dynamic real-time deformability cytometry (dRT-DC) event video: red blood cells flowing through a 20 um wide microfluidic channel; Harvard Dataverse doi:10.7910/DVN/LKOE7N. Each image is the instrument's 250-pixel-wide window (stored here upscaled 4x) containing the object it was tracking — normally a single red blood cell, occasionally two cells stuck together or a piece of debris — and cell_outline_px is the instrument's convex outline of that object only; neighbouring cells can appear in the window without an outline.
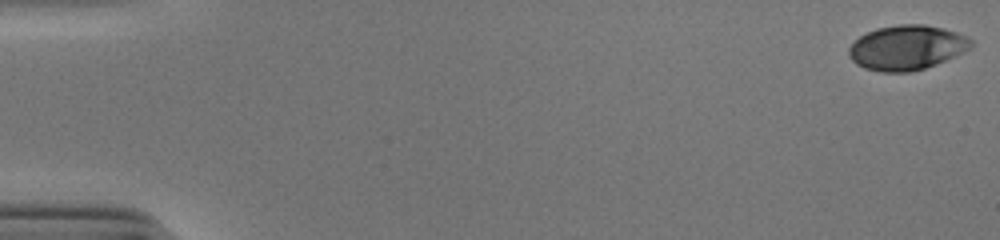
{"species": "human", "species_latin": "Homo sapiens", "temperature_condition": "cold", "stored_images_in_passage": 53, "camera_frame_rate_fps": 3000, "um_per_image_px": 0.085, "donor": {"sex": "male"}, "frame": {"image": 1, "passage_image": 1, "time_ms": 0.0, "image_size_px": [1000, 240], "cell_outline_px": [[972, 48], [964, 52], [936, 64], [912, 72], [880, 72], [864, 68], [856, 64], [848, 56], [848, 48], [860, 36], [876, 28], [900, 24], [924, 24], [944, 28], [968, 36], [972, 40]], "centroid_in_image_um": [77.09, 4.04], "position_along_channel_um": 7.9, "area_um2": 32.02}}
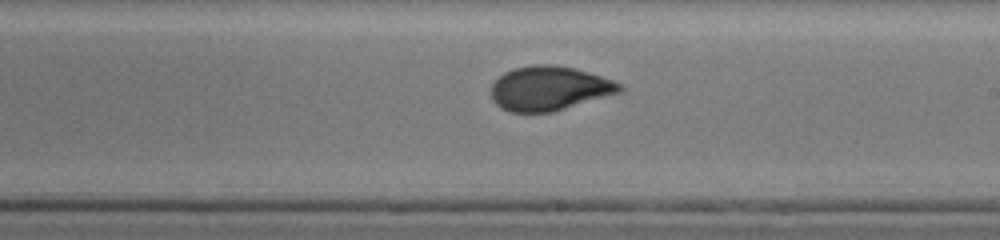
{"frame": {"image": 2, "passage_image": 32, "time_ms": 10.333, "image_size_px": [1000, 240], "cell_outline_px": [[624, 92], [552, 112], [508, 112], [496, 104], [492, 100], [492, 84], [504, 72], [512, 68], [536, 64], [548, 64], [572, 68], [588, 72], [624, 84]], "centroid_in_image_um": [46.72, 7.52], "position_along_channel_um": 242.3, "area_um2": 33.35}}
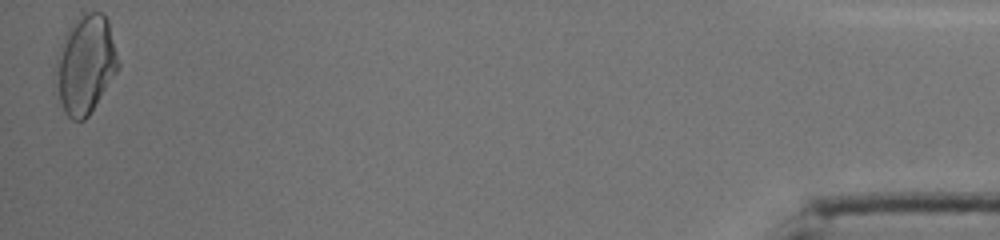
{"frame": {"image": 3, "passage_image": 53, "time_ms": 17.333, "image_size_px": [1000, 240], "cell_outline_px": [[120, 64], [116, 72], [88, 116], [84, 120], [72, 120], [64, 112], [60, 100], [56, 72], [56, 60], [60, 44], [68, 28], [80, 12], [104, 12], [108, 20]], "centroid_in_image_um": [7.27, 5.42], "position_along_channel_um": 427.9, "area_um2": 35.55}, "authors_computed_cell_mechanics": {"area_um2": 32.4836, "velocity_mm_per_s": 3.8869, "shape_relaxation_time_tau1_ms": 7.8329, "shape_relaxation_time_tau2_ms": null, "deformation_change_tau1": 0.2057, "deformation_change_tau2": null}}